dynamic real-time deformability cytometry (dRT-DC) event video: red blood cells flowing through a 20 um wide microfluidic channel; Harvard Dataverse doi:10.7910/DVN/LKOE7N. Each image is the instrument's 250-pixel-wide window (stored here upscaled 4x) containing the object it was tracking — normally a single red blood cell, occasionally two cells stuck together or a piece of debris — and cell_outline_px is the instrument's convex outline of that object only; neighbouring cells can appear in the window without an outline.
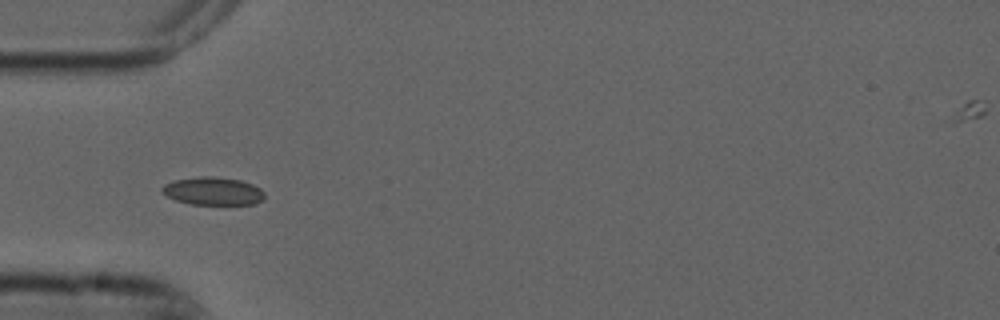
{"species": "common noctule bat (a hibernating species)", "species_latin": "Nyctalus noctula", "temperature_condition": "cold", "stored_images_in_passage": 8, "camera_frame_rate_fps": 3000, "um_per_image_px": 0.085, "animal": {"sex": "male", "forearm_length_mm": 52.5}, "frame": {"image": 1, "passage_image": 4, "time_ms": 1.0, "image_size_px": [1000, 320], "cell_outline_px": [[264, 200], [256, 204], [192, 204], [176, 200], [160, 192], [160, 188], [164, 184], [172, 180], [200, 176], [212, 176], [240, 180], [252, 184], [260, 188], [264, 192]], "centroid_in_image_um": [18.09, 16.24], "position_along_channel_um": 66.9, "area_um2": 16.82}}
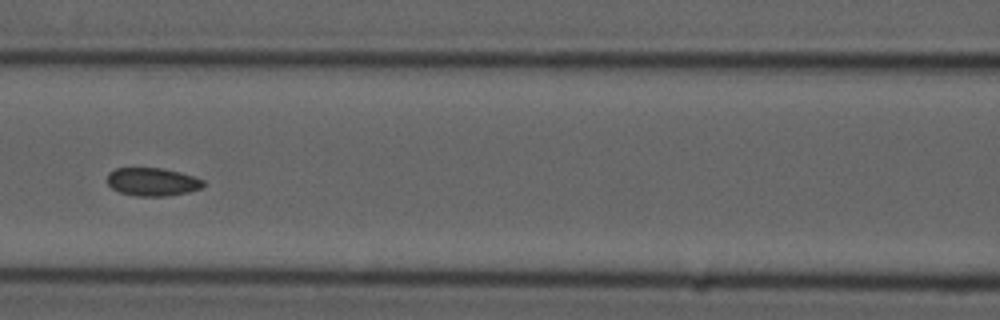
{"frame": {"image": 2, "passage_image": 6, "time_ms": 1.667, "image_size_px": [1000, 320], "cell_outline_px": [[204, 188], [188, 192], [164, 196], [136, 196], [120, 192], [112, 188], [108, 184], [108, 172], [116, 168], [164, 168], [180, 172], [204, 180]], "centroid_in_image_um": [12.97, 15.45], "position_along_channel_um": 153.6, "area_um2": 15.78}}
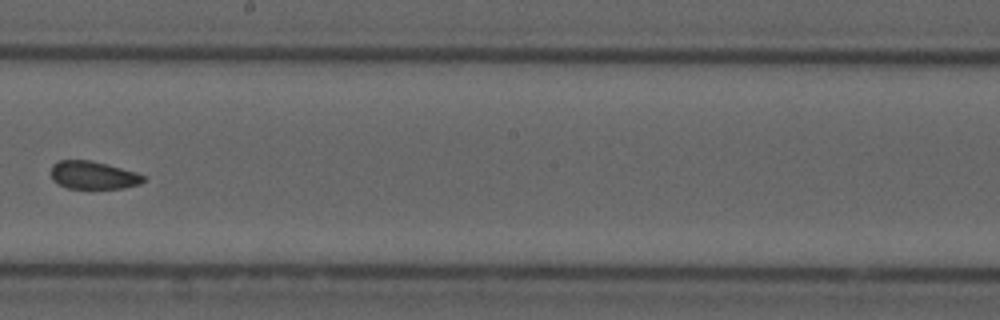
{"frame": {"image": 3, "passage_image": 8, "time_ms": 2.333, "image_size_px": [1000, 320], "cell_outline_px": [[144, 180], [140, 184], [124, 188], [68, 188], [52, 180], [52, 164], [60, 160], [88, 160], [108, 164], [136, 172], [144, 176]], "centroid_in_image_um": [7.93, 14.88], "position_along_channel_um": 240.3, "area_um2": 14.91}}